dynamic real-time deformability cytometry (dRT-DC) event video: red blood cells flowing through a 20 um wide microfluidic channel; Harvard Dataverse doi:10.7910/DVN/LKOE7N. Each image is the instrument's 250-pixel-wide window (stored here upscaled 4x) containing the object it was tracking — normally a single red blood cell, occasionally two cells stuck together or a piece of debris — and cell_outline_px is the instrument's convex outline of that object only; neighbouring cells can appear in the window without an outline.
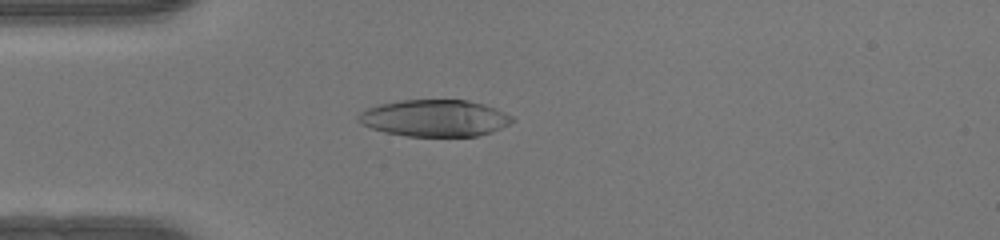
{"species": "human", "species_latin": "Homo sapiens", "temperature_condition": "warm", "stored_images_in_passage": 43, "camera_frame_rate_fps": 3000, "um_per_image_px": 0.085, "donor": {"sex": "female"}, "frame": {"image": 1, "passage_image": 7, "time_ms": 2.0, "image_size_px": [1000, 240], "cell_outline_px": [[516, 120], [500, 128], [476, 136], [404, 136], [384, 132], [360, 124], [356, 120], [356, 116], [360, 112], [368, 108], [380, 104], [400, 100], [468, 100], [484, 104], [496, 108], [512, 116]], "centroid_in_image_um": [36.91, 10.03], "position_along_channel_um": 48.1, "area_um2": 33.0}}
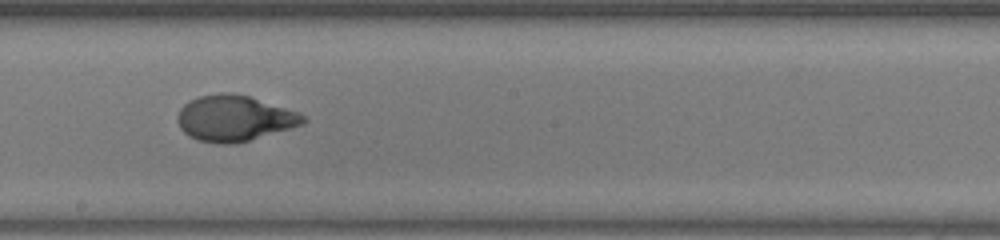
{"frame": {"image": 2, "passage_image": 21, "time_ms": 6.667, "image_size_px": [1000, 240], "cell_outline_px": [[308, 120], [304, 124], [248, 140], [232, 144], [216, 144], [196, 140], [188, 136], [180, 128], [176, 120], [176, 116], [180, 108], [184, 104], [200, 96], [220, 92], [232, 92], [248, 96], [300, 112], [308, 116]], "centroid_in_image_um": [19.92, 10.05], "position_along_channel_um": 228.3, "area_um2": 33.76}}
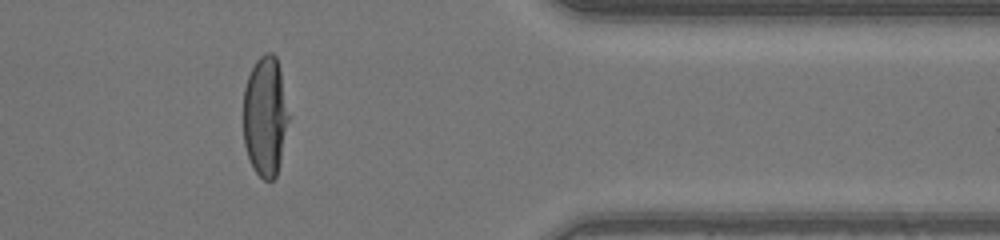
{"frame": {"image": 3, "passage_image": 34, "time_ms": 11.0, "image_size_px": [1000, 240], "cell_outline_px": [[292, 116], [276, 176], [272, 180], [264, 180], [252, 168], [244, 144], [244, 88], [248, 76], [256, 60], [264, 52], [272, 52], [276, 56], [280, 68]], "centroid_in_image_um": [22.6, 9.86], "position_along_channel_um": 388.8, "area_um2": 32.66}, "authors_computed_cell_mechanics": {"area_um2": 33.6974, "velocity_mm_per_s": 4.1906, "shape_relaxation_time_tau1_ms": 4.8559, "shape_relaxation_time_tau2_ms": null, "deformation_change_tau1": 0.3041, "deformation_change_tau2": null}}